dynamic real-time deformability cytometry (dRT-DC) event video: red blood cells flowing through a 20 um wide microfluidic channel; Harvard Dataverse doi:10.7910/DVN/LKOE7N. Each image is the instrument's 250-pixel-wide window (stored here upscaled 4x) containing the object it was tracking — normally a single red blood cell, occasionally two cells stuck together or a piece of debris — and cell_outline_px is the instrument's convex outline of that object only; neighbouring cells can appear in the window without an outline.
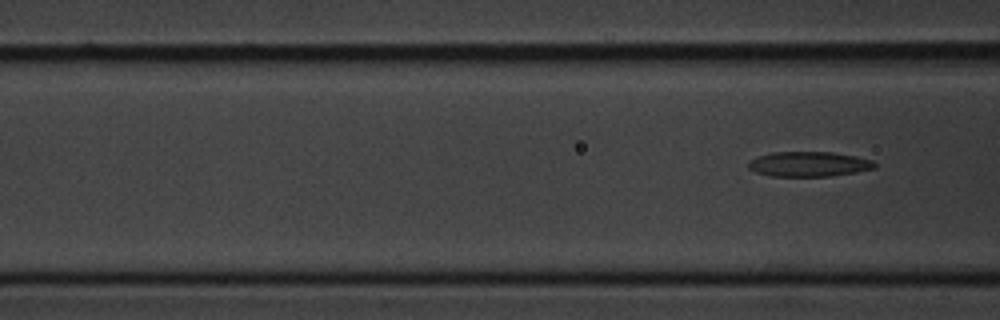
{"species": "common noctule bat (a hibernating species)", "species_latin": "Nyctalus noctula", "temperature_condition": "cold", "stored_images_in_passage": 7, "segment_of_instrument_passage": [2, 2], "camera_frame_rate_fps": 3000, "um_per_image_px": 0.085, "animal": {"sex": "male", "body_mass_g": 20.1, "forearm_length_mm": 53.5}, "frame": {"image": 1, "passage_image": 7, "time_ms": 7.667, "image_size_px": [1000, 320], "cell_outline_px": [[876, 168], [856, 172], [828, 176], [768, 176], [756, 172], [748, 168], [748, 164], [752, 160], [760, 156], [772, 152], [832, 152], [856, 156], [872, 160], [876, 164]], "centroid_in_image_um": [68.77, 13.95], "position_along_channel_um": 97.8, "area_um2": 18.26}}